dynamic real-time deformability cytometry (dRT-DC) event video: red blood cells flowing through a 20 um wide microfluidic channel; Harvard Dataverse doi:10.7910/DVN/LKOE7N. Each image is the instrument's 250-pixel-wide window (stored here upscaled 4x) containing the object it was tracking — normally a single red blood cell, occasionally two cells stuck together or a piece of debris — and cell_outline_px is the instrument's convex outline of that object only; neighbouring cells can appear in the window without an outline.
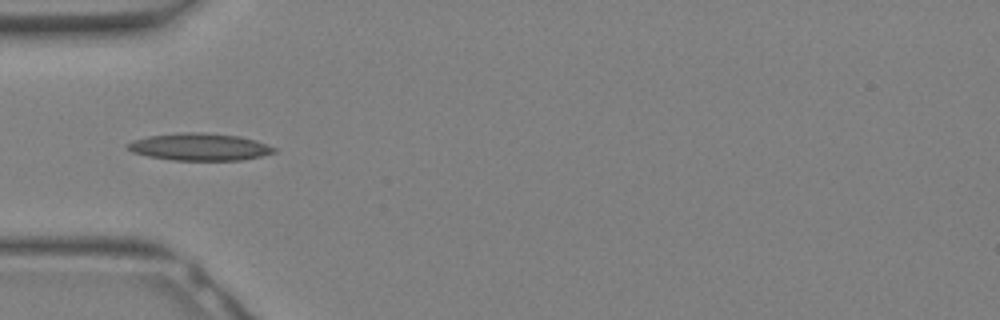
{"species": "Egyptian fruit bat (a non-hibernating species)", "species_latin": "Rousettus aegyptiacus", "temperature_condition": "warm", "stored_images_in_passage": 21, "camera_frame_rate_fps": 3000, "um_per_image_px": 0.085, "animal": {"sex": "female"}, "frame": {"image": 1, "passage_image": 10, "time_ms": 3.0, "image_size_px": [1000, 320], "cell_outline_px": [[276, 152], [260, 156], [240, 160], [172, 160], [148, 156], [132, 152], [124, 144], [132, 140], [148, 136], [176, 132], [204, 132], [240, 136], [256, 140], [276, 148]], "centroid_in_image_um": [16.93, 12.47], "position_along_channel_um": 68.1, "area_um2": 23.41}}
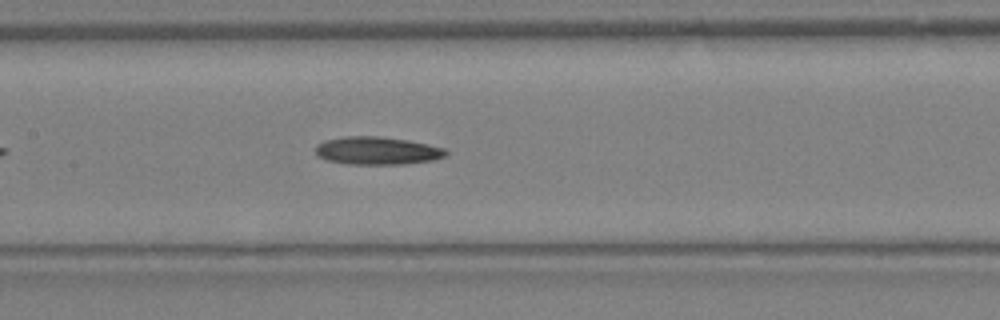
{"frame": {"image": 2, "passage_image": 15, "time_ms": 4.667, "image_size_px": [1000, 320], "cell_outline_px": [[448, 152], [444, 156], [432, 160], [404, 164], [348, 164], [328, 160], [320, 156], [316, 152], [316, 144], [324, 140], [344, 136], [380, 136], [408, 140], [428, 144], [444, 148]], "centroid_in_image_um": [32.05, 12.8], "position_along_channel_um": 175.3, "area_um2": 21.1}}
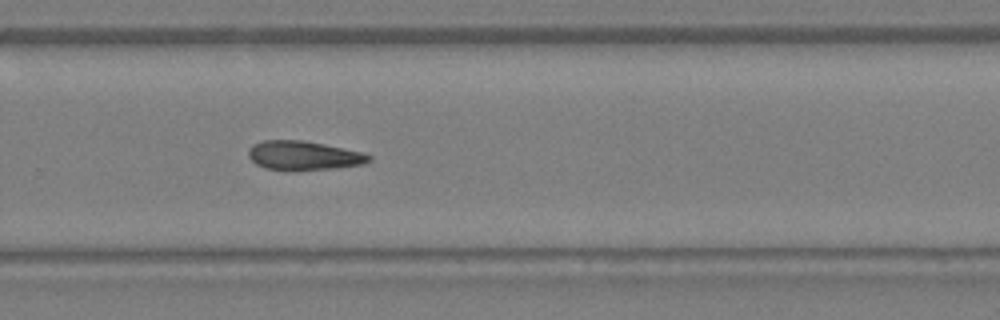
{"frame": {"image": 3, "passage_image": 21, "time_ms": 6.667, "image_size_px": [1000, 320], "cell_outline_px": [[372, 160], [364, 164], [336, 168], [288, 172], [264, 168], [256, 164], [248, 156], [248, 148], [252, 144], [264, 140], [304, 140], [324, 144], [360, 152], [372, 156]], "centroid_in_image_um": [25.77, 13.24], "position_along_channel_um": 304.0, "area_um2": 20.87}}